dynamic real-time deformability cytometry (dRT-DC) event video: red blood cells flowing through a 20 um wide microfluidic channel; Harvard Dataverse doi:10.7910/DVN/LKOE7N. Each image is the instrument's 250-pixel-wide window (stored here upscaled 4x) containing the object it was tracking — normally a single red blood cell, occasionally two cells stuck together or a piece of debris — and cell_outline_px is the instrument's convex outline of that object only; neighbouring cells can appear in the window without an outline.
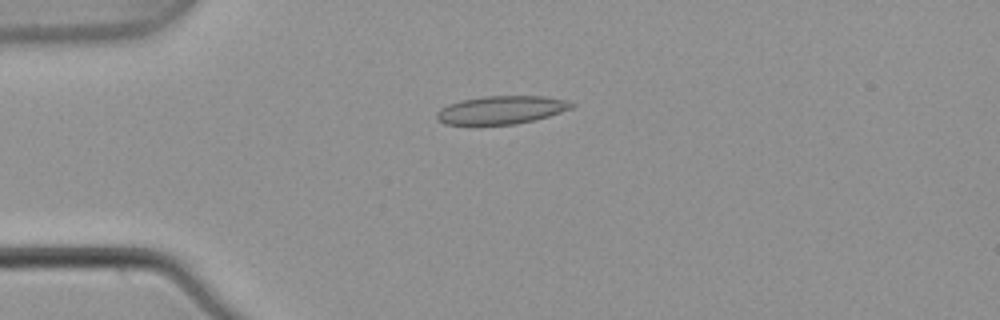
{"species": "common noctule bat (a hibernating species)", "species_latin": "Nyctalus noctula", "temperature_condition": "warm", "stored_images_in_passage": 4, "camera_frame_rate_fps": 3000, "um_per_image_px": 0.085, "animal": {"sex": "male", "body_mass_g": 21.5, "forearm_length_mm": 52.0}, "frame": {"image": 1, "passage_image": 3, "time_ms": 0.667, "image_size_px": [1000, 320], "cell_outline_px": [[576, 104], [572, 108], [536, 120], [516, 124], [444, 124], [436, 120], [436, 112], [440, 108], [448, 104], [460, 100], [484, 96], [544, 96], [564, 100]], "centroid_in_image_um": [42.58, 9.34], "position_along_channel_um": 42.4, "area_um2": 22.14}}